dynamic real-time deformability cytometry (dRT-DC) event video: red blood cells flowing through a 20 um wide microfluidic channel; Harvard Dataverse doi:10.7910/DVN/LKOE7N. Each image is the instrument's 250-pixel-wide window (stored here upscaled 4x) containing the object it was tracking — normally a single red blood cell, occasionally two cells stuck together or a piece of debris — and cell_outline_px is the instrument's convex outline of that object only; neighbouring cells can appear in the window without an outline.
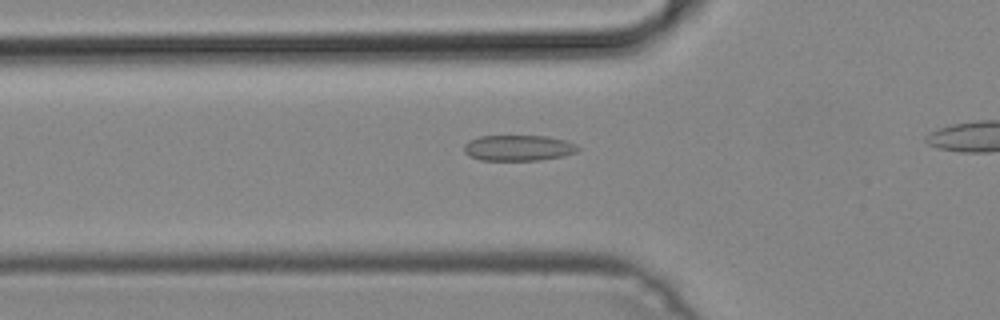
{"species": "common noctule bat (a hibernating species)", "species_latin": "Nyctalus noctula", "temperature_condition": "cold", "stored_images_in_passage": 35, "segment_of_instrument_passage": [1, 2], "camera_frame_rate_fps": 3000, "um_per_image_px": 0.085, "animal": {"sex": "male", "body_mass_g": 19.2, "forearm_length_mm": 51.8}, "frame": {"image": 1, "passage_image": 11, "time_ms": 3.333, "image_size_px": [1000, 320], "cell_outline_px": [[580, 148], [576, 152], [560, 156], [540, 160], [480, 160], [468, 156], [464, 152], [464, 144], [468, 140], [480, 136], [548, 136], [564, 140]], "centroid_in_image_um": [43.99, 12.57], "position_along_channel_um": 81.8, "area_um2": 16.99}}
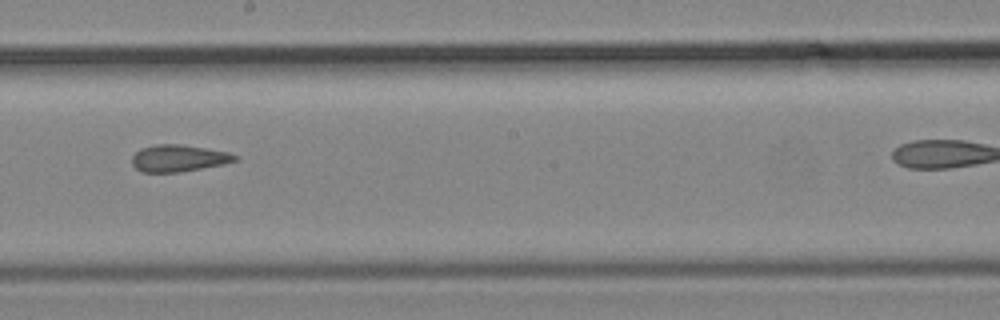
{"frame": {"image": 2, "passage_image": 22, "time_ms": 7.0, "image_size_px": [1000, 320], "cell_outline_px": [[240, 160], [224, 164], [180, 172], [140, 172], [132, 164], [132, 156], [140, 148], [156, 144], [180, 144], [228, 152], [240, 156]], "centroid_in_image_um": [15.2, 13.45], "position_along_channel_um": 233.0, "area_um2": 16.24}}
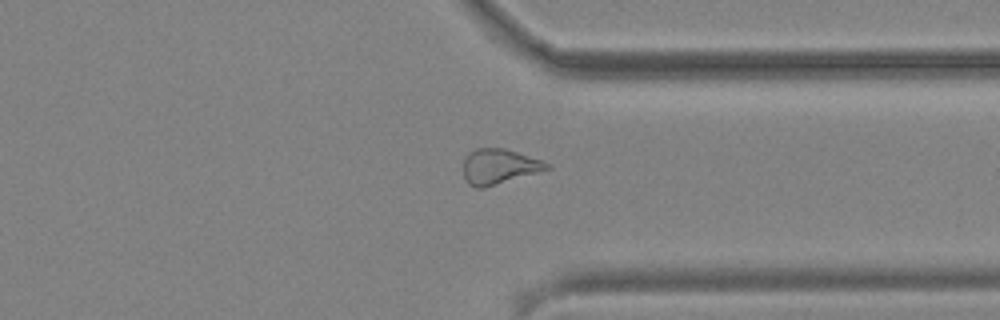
{"frame": {"image": 3, "passage_image": 32, "time_ms": 10.333, "image_size_px": [1000, 320], "cell_outline_px": [[552, 168], [484, 188], [476, 188], [468, 184], [464, 180], [464, 160], [476, 148], [504, 148], [544, 160], [552, 164]], "centroid_in_image_um": [42.47, 14.16], "position_along_channel_um": 368.9, "area_um2": 17.17}}